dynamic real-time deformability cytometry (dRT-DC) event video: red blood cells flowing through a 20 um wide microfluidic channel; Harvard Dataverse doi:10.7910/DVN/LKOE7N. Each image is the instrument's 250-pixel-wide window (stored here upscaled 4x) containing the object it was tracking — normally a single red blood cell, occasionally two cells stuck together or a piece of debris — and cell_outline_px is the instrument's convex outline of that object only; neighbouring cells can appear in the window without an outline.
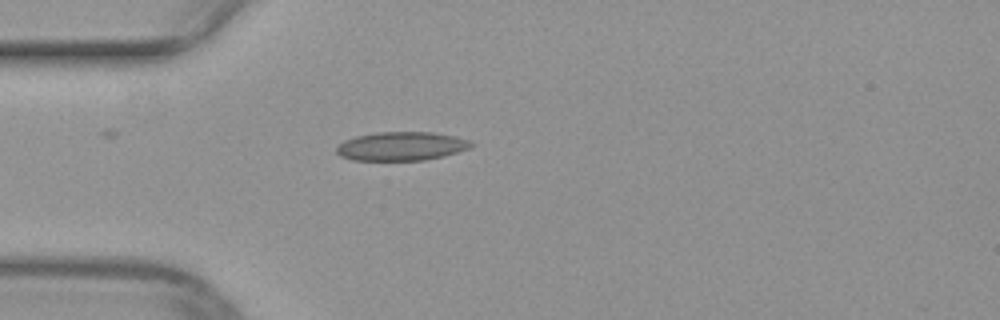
{"species": "common noctule bat (a hibernating species)", "species_latin": "Nyctalus noctula", "temperature_condition": "warm", "stored_images_in_passage": 37, "camera_frame_rate_fps": 3000, "um_per_image_px": 0.085, "animal": {"sex": "female", "body_mass_g": 29.2, "forearm_length_mm": 56.3}, "frame": {"image": 1, "passage_image": 1, "time_ms": 0.0, "image_size_px": [1000, 320], "cell_outline_px": [[476, 144], [468, 148], [444, 156], [424, 160], [352, 160], [340, 156], [336, 152], [336, 148], [344, 140], [356, 136], [376, 132], [432, 132], [456, 136], [468, 140]], "centroid_in_image_um": [34.11, 12.42], "position_along_channel_um": 50.9, "area_um2": 22.54}}
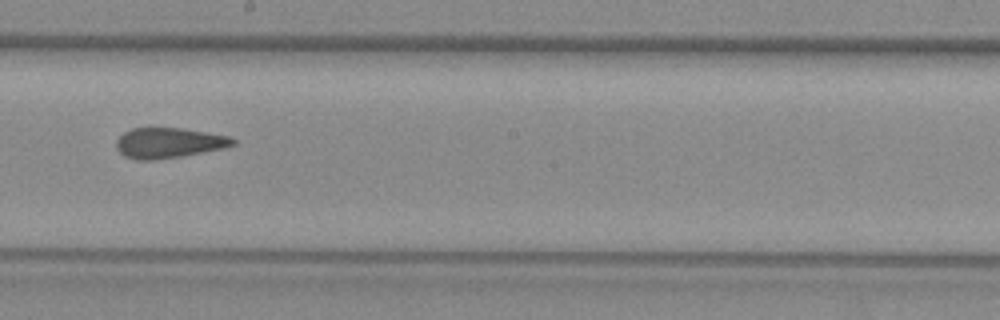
{"frame": {"image": 2, "passage_image": 15, "time_ms": 4.667, "image_size_px": [1000, 320], "cell_outline_px": [[236, 144], [224, 148], [180, 156], [152, 160], [136, 160], [124, 156], [116, 148], [116, 140], [124, 132], [132, 128], [180, 128], [228, 136], [236, 140]], "centroid_in_image_um": [14.31, 12.15], "position_along_channel_um": 233.9, "area_um2": 20.4}}
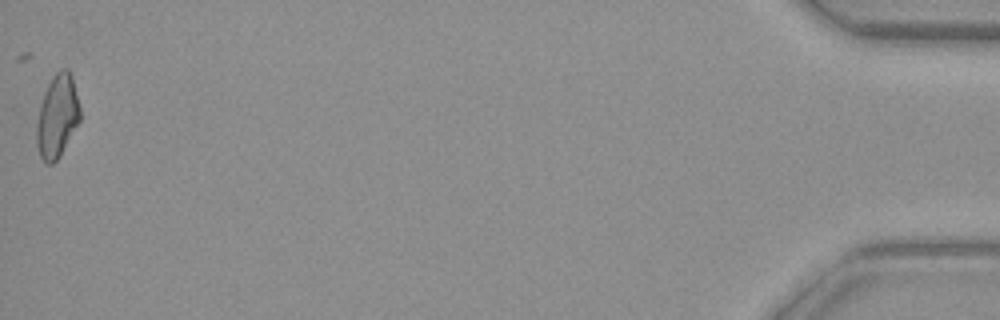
{"frame": {"image": 3, "passage_image": 37, "time_ms": 12.0, "image_size_px": [1000, 320], "cell_outline_px": [[80, 120], [60, 156], [52, 164], [44, 164], [40, 156], [36, 144], [36, 124], [40, 104], [44, 92], [52, 76], [60, 68], [68, 68], [72, 76], [80, 108]], "centroid_in_image_um": [4.85, 9.88], "position_along_channel_um": 430.3, "area_um2": 21.15}}